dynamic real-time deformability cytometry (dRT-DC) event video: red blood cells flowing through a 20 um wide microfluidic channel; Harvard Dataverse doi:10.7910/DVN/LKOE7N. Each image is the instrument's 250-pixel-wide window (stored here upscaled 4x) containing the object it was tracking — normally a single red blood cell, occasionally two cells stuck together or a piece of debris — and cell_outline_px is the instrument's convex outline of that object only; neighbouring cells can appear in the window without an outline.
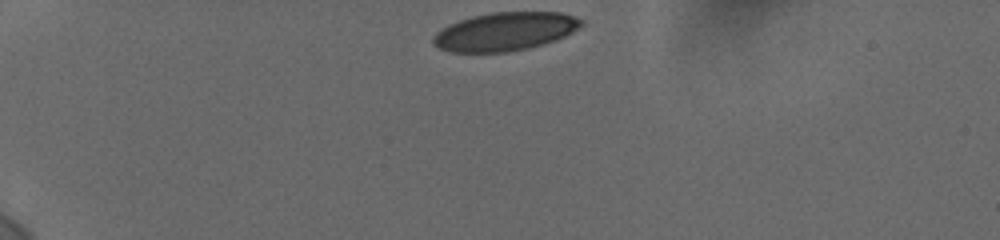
{"species": "human", "species_latin": "Homo sapiens", "temperature_condition": "cold", "stored_images_in_passage": 34, "camera_frame_rate_fps": 3000, "um_per_image_px": 0.085, "donor": {"sex": "female"}, "frame": {"image": 1, "passage_image": 1, "time_ms": 0.0, "image_size_px": [1000, 240], "cell_outline_px": [[584, 24], [580, 28], [556, 40], [544, 44], [528, 48], [508, 52], [448, 52], [432, 44], [432, 36], [436, 32], [448, 24], [472, 16], [492, 12], [560, 12], [584, 20]], "centroid_in_image_um": [42.91, 2.68], "position_along_channel_um": 42.1, "area_um2": 33.35}}
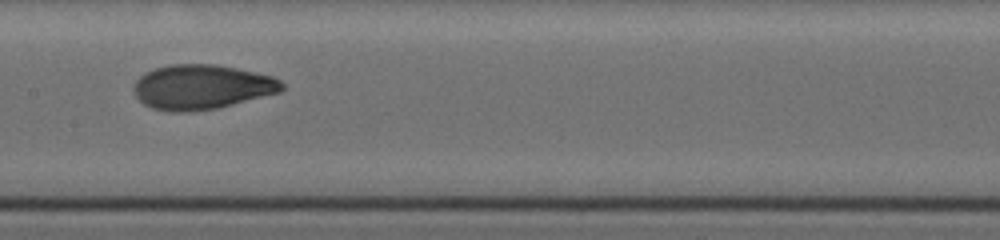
{"frame": {"image": 2, "passage_image": 18, "time_ms": 5.667, "image_size_px": [1000, 240], "cell_outline_px": [[284, 88], [280, 92], [216, 108], [188, 112], [172, 112], [152, 108], [144, 104], [136, 96], [132, 88], [136, 80], [144, 72], [168, 64], [216, 64], [276, 76], [284, 84]], "centroid_in_image_um": [17.14, 7.38], "position_along_channel_um": 190.3, "area_um2": 38.73}}
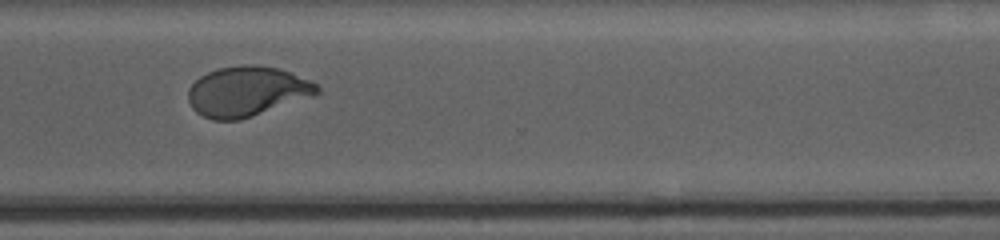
{"frame": {"image": 3, "passage_image": 31, "time_ms": 10.0, "image_size_px": [1000, 240], "cell_outline_px": [[320, 92], [312, 96], [240, 120], [212, 120], [196, 112], [192, 108], [188, 100], [188, 88], [200, 76], [216, 68], [240, 64], [256, 64], [280, 68], [312, 80], [320, 88]], "centroid_in_image_um": [20.99, 7.75], "position_along_channel_um": 349.6, "area_um2": 37.8}}